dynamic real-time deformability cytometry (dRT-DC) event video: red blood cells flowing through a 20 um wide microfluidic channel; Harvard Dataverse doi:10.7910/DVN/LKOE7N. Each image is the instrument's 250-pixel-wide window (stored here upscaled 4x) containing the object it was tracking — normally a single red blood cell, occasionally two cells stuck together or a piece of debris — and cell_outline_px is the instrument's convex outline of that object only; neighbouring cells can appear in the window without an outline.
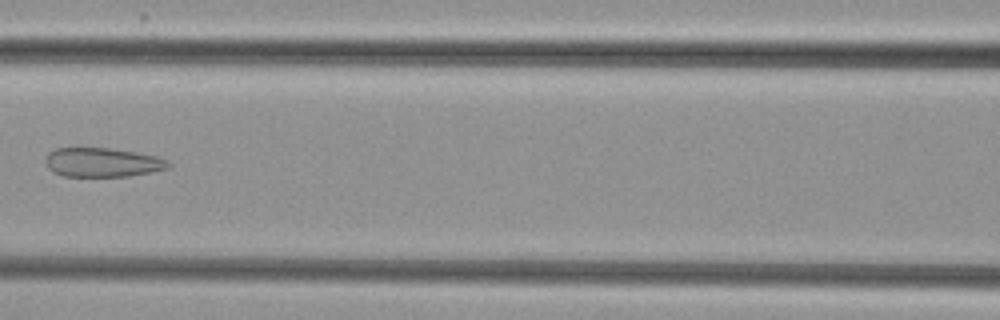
{"species": "common noctule bat (a hibernating species)", "species_latin": "Nyctalus noctula", "temperature_condition": "cold", "stored_images_in_passage": 7, "camera_frame_rate_fps": 3000, "um_per_image_px": 0.085, "animal": {"sex": "female", "body_mass_g": 29.2, "forearm_length_mm": 56.3}, "frame": {"image": 1, "passage_image": 6, "time_ms": 7.333, "image_size_px": [1000, 320], "cell_outline_px": [[172, 164], [168, 168], [128, 176], [64, 176], [52, 172], [48, 168], [44, 160], [48, 152], [56, 148], [76, 144], [112, 148], [160, 156], [168, 160]], "centroid_in_image_um": [8.64, 13.74], "position_along_channel_um": 158.0, "area_um2": 21.85}}
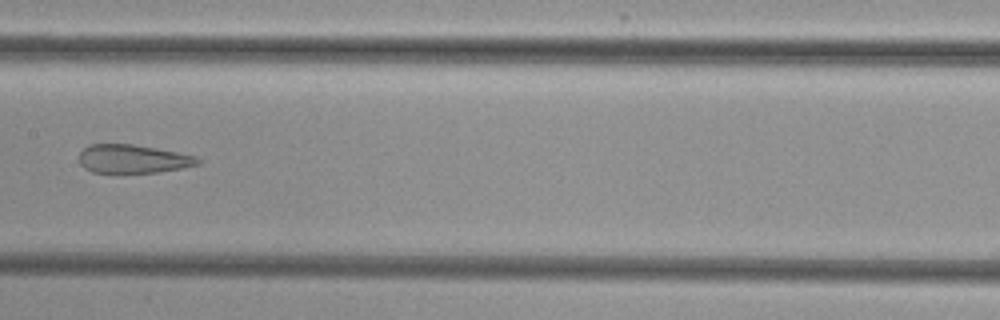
{"frame": {"image": 2, "passage_image": 7, "time_ms": 8.333, "image_size_px": [1000, 320], "cell_outline_px": [[200, 164], [180, 168], [156, 172], [92, 172], [84, 168], [80, 164], [80, 152], [88, 144], [132, 144], [156, 148], [196, 156], [200, 160]], "centroid_in_image_um": [11.28, 13.5], "position_along_channel_um": 196.1, "area_um2": 19.48}}